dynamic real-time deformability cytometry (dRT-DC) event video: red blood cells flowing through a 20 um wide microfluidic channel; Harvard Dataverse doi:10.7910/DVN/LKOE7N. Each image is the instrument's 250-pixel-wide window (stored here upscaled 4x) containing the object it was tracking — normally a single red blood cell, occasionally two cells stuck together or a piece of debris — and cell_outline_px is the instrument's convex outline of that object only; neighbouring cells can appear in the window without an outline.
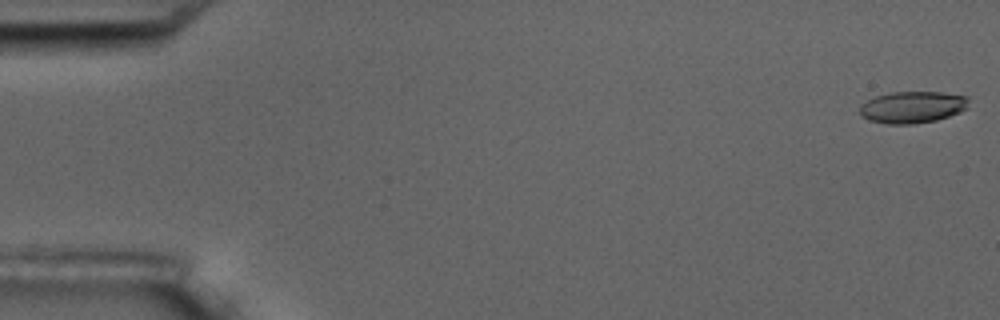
{"species": "common noctule bat (a hibernating species)", "species_latin": "Nyctalus noctula", "temperature_condition": "room temperature", "stored_images_in_passage": 17, "camera_frame_rate_fps": 3000, "um_per_image_px": 0.085, "animal": {"sex": "male", "body_mass_g": 17.5, "forearm_length_mm": 52.3}, "frame": {"image": 1, "passage_image": 1, "time_ms": 0.0, "image_size_px": [1000, 320], "cell_outline_px": [[968, 108], [960, 112], [936, 120], [912, 124], [888, 124], [868, 120], [860, 116], [860, 104], [876, 96], [892, 92], [944, 92], [968, 96]], "centroid_in_image_um": [77.56, 9.1], "position_along_channel_um": 7.4, "area_um2": 20.29}}
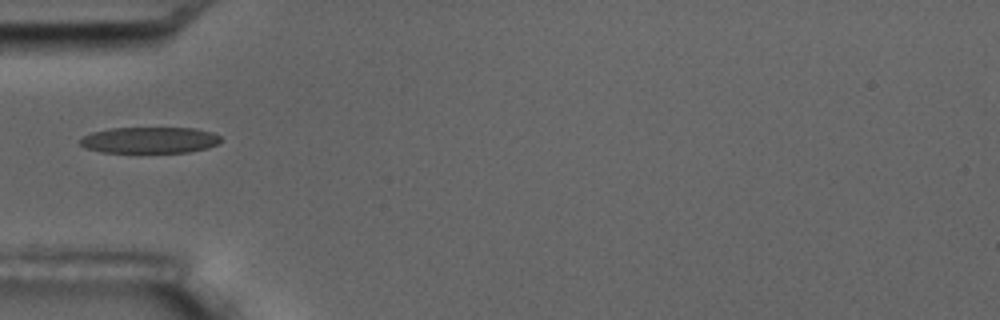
{"frame": {"image": 2, "passage_image": 6, "time_ms": 6.0, "image_size_px": [1000, 320], "cell_outline_px": [[220, 144], [208, 148], [188, 152], [100, 152], [84, 148], [80, 144], [80, 140], [84, 136], [92, 132], [112, 128], [196, 128], [212, 132], [220, 136]], "centroid_in_image_um": [12.74, 11.91], "position_along_channel_um": 72.3, "area_um2": 21.56}}
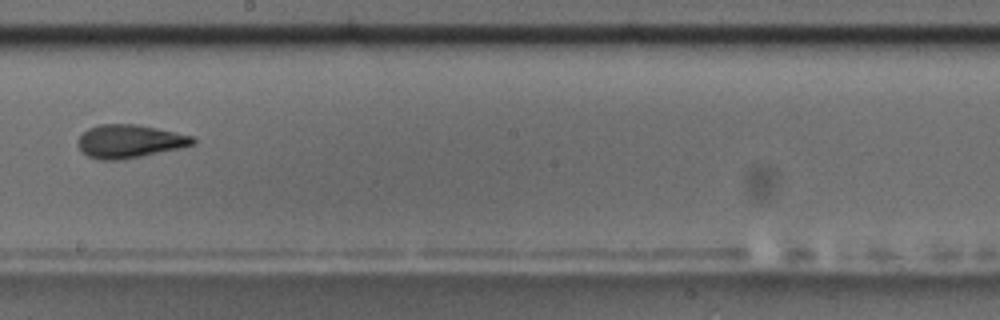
{"frame": {"image": 3, "passage_image": 10, "time_ms": 10.667, "image_size_px": [1000, 320], "cell_outline_px": [[196, 144], [180, 148], [124, 160], [96, 160], [88, 156], [76, 144], [80, 136], [88, 128], [100, 124], [136, 124], [156, 128], [192, 136], [196, 140]], "centroid_in_image_um": [11.0, 12.02], "position_along_channel_um": 237.2, "area_um2": 22.31}, "authors_computed_cell_mechanics": {"area_um2": 21.5016, "velocity_mm_per_s": 3.5386, "shape_relaxation_time_tau1_ms": 4.8411, "shape_relaxation_time_tau2_ms": 2.1442, "deformation_change_tau1": 0.2014, "deformation_change_tau2": 0.1047}}